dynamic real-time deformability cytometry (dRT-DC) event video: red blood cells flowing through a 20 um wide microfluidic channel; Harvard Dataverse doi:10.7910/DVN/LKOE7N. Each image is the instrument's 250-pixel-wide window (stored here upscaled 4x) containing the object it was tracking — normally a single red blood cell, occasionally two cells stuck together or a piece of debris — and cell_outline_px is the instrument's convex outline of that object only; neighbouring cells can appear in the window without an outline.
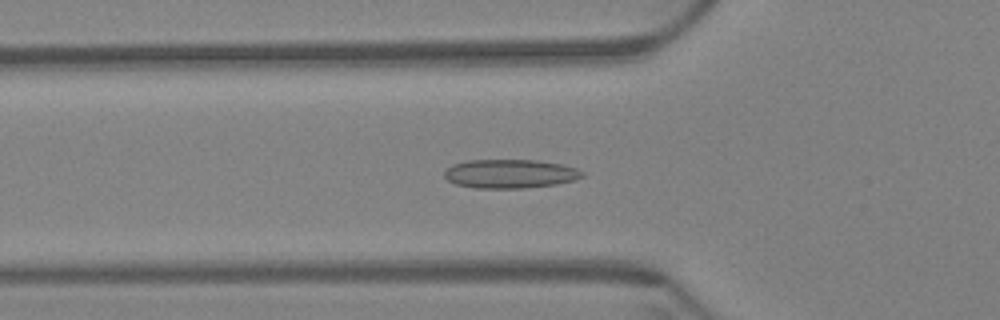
{"species": "Egyptian fruit bat (a non-hibernating species)", "species_latin": "Rousettus aegyptiacus", "temperature_condition": "warm", "stored_images_in_passage": 60, "camera_frame_rate_fps": 3000, "um_per_image_px": 0.085, "animal": {"sex": "female"}, "frame": {"image": 1, "passage_image": 21, "time_ms": 6.667, "image_size_px": [1000, 320], "cell_outline_px": [[584, 176], [572, 180], [556, 184], [524, 188], [476, 188], [456, 184], [448, 180], [444, 176], [444, 172], [452, 164], [468, 160], [536, 160], [560, 164], [576, 168], [584, 172]], "centroid_in_image_um": [43.34, 14.77], "position_along_channel_um": 82.5, "area_um2": 23.06}}
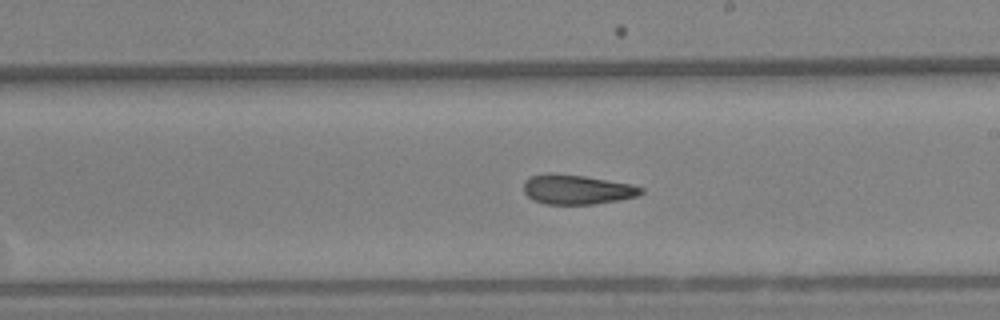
{"frame": {"image": 2, "passage_image": 35, "time_ms": 11.333, "image_size_px": [1000, 320], "cell_outline_px": [[644, 192], [636, 196], [620, 200], [592, 204], [544, 204], [532, 200], [524, 192], [524, 180], [532, 176], [548, 172], [552, 172], [584, 176], [632, 184], [644, 188]], "centroid_in_image_um": [49.02, 16.1], "position_along_channel_um": 240.0, "area_um2": 20.4}}
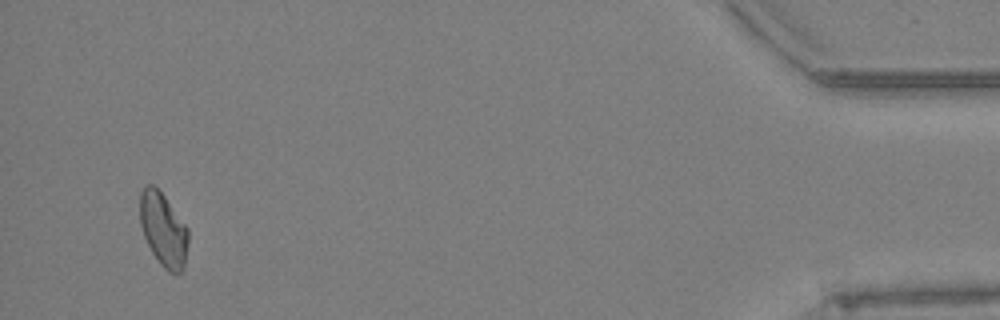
{"frame": {"image": 3, "passage_image": 58, "time_ms": 19.0, "image_size_px": [1000, 320], "cell_outline_px": [[188, 240], [184, 268], [180, 272], [168, 272], [160, 264], [152, 252], [144, 236], [140, 224], [140, 192], [144, 184], [152, 184], [164, 196], [188, 228]], "centroid_in_image_um": [13.87, 19.5], "position_along_channel_um": 421.3, "area_um2": 20.58}, "authors_computed_cell_mechanics": {"area_um2": 20.9814, "velocity_mm_per_s": 3.3876, "shape_relaxation_time_tau1_ms": null, "shape_relaxation_time_tau2_ms": 3.8059, "deformation_change_tau1": null, "deformation_change_tau2": 0.1087}}